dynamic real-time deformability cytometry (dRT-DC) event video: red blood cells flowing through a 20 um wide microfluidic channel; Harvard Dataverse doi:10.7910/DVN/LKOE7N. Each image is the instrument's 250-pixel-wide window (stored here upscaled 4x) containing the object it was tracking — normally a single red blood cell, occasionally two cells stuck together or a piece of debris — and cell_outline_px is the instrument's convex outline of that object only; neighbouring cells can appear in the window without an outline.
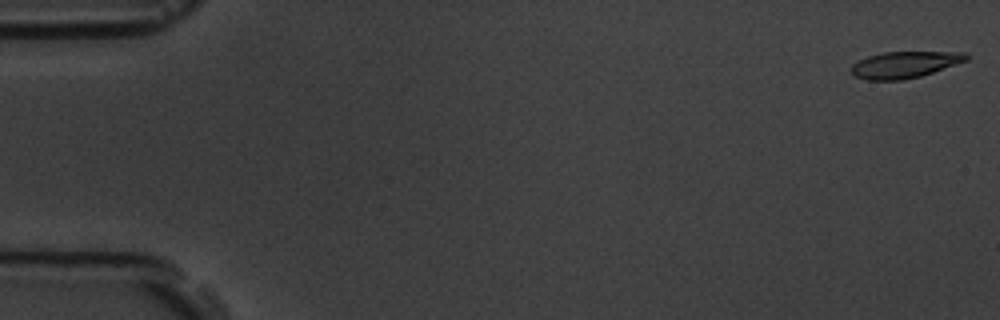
{"species": "common noctule bat (a hibernating species)", "species_latin": "Nyctalus noctula", "temperature_condition": "room temperature", "stored_images_in_passage": 3, "camera_frame_rate_fps": 3000, "um_per_image_px": 0.085, "animal": {"sex": "male", "body_mass_g": 19.5, "forearm_length_mm": 54.6}, "frame": {"image": 1, "passage_image": 1, "time_ms": 0.0, "image_size_px": [1000, 320], "cell_outline_px": [[968, 60], [920, 76], [904, 80], [868, 80], [852, 76], [852, 64], [868, 56], [884, 52], [968, 52]], "centroid_in_image_um": [76.89, 5.5], "position_along_channel_um": 8.1, "area_um2": 17.69}}